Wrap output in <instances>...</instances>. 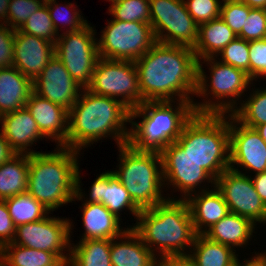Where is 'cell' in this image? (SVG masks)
Instances as JSON below:
<instances>
[{
  "mask_svg": "<svg viewBox=\"0 0 266 266\" xmlns=\"http://www.w3.org/2000/svg\"><path fill=\"white\" fill-rule=\"evenodd\" d=\"M130 228L159 259L187 257L197 235L187 201L172 197L141 209Z\"/></svg>",
  "mask_w": 266,
  "mask_h": 266,
  "instance_id": "4",
  "label": "cell"
},
{
  "mask_svg": "<svg viewBox=\"0 0 266 266\" xmlns=\"http://www.w3.org/2000/svg\"><path fill=\"white\" fill-rule=\"evenodd\" d=\"M222 1H229V2H243L244 0H222Z\"/></svg>",
  "mask_w": 266,
  "mask_h": 266,
  "instance_id": "56",
  "label": "cell"
},
{
  "mask_svg": "<svg viewBox=\"0 0 266 266\" xmlns=\"http://www.w3.org/2000/svg\"><path fill=\"white\" fill-rule=\"evenodd\" d=\"M118 169L113 173L140 209L154 207L168 198L162 194L164 181L159 152L140 151L128 143L118 146Z\"/></svg>",
  "mask_w": 266,
  "mask_h": 266,
  "instance_id": "7",
  "label": "cell"
},
{
  "mask_svg": "<svg viewBox=\"0 0 266 266\" xmlns=\"http://www.w3.org/2000/svg\"><path fill=\"white\" fill-rule=\"evenodd\" d=\"M83 227L85 229L80 240L113 239L122 235L127 229L121 227L118 218L101 203H83Z\"/></svg>",
  "mask_w": 266,
  "mask_h": 266,
  "instance_id": "25",
  "label": "cell"
},
{
  "mask_svg": "<svg viewBox=\"0 0 266 266\" xmlns=\"http://www.w3.org/2000/svg\"><path fill=\"white\" fill-rule=\"evenodd\" d=\"M235 252L230 246L197 234L187 258L194 266H242L244 262L240 263Z\"/></svg>",
  "mask_w": 266,
  "mask_h": 266,
  "instance_id": "27",
  "label": "cell"
},
{
  "mask_svg": "<svg viewBox=\"0 0 266 266\" xmlns=\"http://www.w3.org/2000/svg\"><path fill=\"white\" fill-rule=\"evenodd\" d=\"M56 1L57 0H47L45 3L47 4L53 26L58 35L60 33L59 31H61L59 30V22L62 26H69L66 27V32L78 31L88 24V21L79 14L80 11L74 7V3L64 4L65 6L62 7V5L58 4Z\"/></svg>",
  "mask_w": 266,
  "mask_h": 266,
  "instance_id": "34",
  "label": "cell"
},
{
  "mask_svg": "<svg viewBox=\"0 0 266 266\" xmlns=\"http://www.w3.org/2000/svg\"><path fill=\"white\" fill-rule=\"evenodd\" d=\"M250 219L234 213H228L219 222L211 226L204 235L210 240L235 248L247 247L252 239L255 226Z\"/></svg>",
  "mask_w": 266,
  "mask_h": 266,
  "instance_id": "26",
  "label": "cell"
},
{
  "mask_svg": "<svg viewBox=\"0 0 266 266\" xmlns=\"http://www.w3.org/2000/svg\"><path fill=\"white\" fill-rule=\"evenodd\" d=\"M13 66L32 81L55 55V44L15 30Z\"/></svg>",
  "mask_w": 266,
  "mask_h": 266,
  "instance_id": "18",
  "label": "cell"
},
{
  "mask_svg": "<svg viewBox=\"0 0 266 266\" xmlns=\"http://www.w3.org/2000/svg\"><path fill=\"white\" fill-rule=\"evenodd\" d=\"M44 3V0H10L6 25L19 29Z\"/></svg>",
  "mask_w": 266,
  "mask_h": 266,
  "instance_id": "38",
  "label": "cell"
},
{
  "mask_svg": "<svg viewBox=\"0 0 266 266\" xmlns=\"http://www.w3.org/2000/svg\"><path fill=\"white\" fill-rule=\"evenodd\" d=\"M108 13L114 20L150 23L149 0H118L110 5Z\"/></svg>",
  "mask_w": 266,
  "mask_h": 266,
  "instance_id": "35",
  "label": "cell"
},
{
  "mask_svg": "<svg viewBox=\"0 0 266 266\" xmlns=\"http://www.w3.org/2000/svg\"><path fill=\"white\" fill-rule=\"evenodd\" d=\"M194 21L199 25L220 17V0H183Z\"/></svg>",
  "mask_w": 266,
  "mask_h": 266,
  "instance_id": "39",
  "label": "cell"
},
{
  "mask_svg": "<svg viewBox=\"0 0 266 266\" xmlns=\"http://www.w3.org/2000/svg\"><path fill=\"white\" fill-rule=\"evenodd\" d=\"M266 256V252L256 253L255 256H252L249 260L246 259L242 266H261V258Z\"/></svg>",
  "mask_w": 266,
  "mask_h": 266,
  "instance_id": "48",
  "label": "cell"
},
{
  "mask_svg": "<svg viewBox=\"0 0 266 266\" xmlns=\"http://www.w3.org/2000/svg\"><path fill=\"white\" fill-rule=\"evenodd\" d=\"M84 203H101L111 213L120 218V212L129 210L137 219L141 209L133 202L127 189L113 171L99 174L91 185L89 198Z\"/></svg>",
  "mask_w": 266,
  "mask_h": 266,
  "instance_id": "20",
  "label": "cell"
},
{
  "mask_svg": "<svg viewBox=\"0 0 266 266\" xmlns=\"http://www.w3.org/2000/svg\"><path fill=\"white\" fill-rule=\"evenodd\" d=\"M79 155L63 146L29 155L27 192L48 211L86 198L80 184Z\"/></svg>",
  "mask_w": 266,
  "mask_h": 266,
  "instance_id": "3",
  "label": "cell"
},
{
  "mask_svg": "<svg viewBox=\"0 0 266 266\" xmlns=\"http://www.w3.org/2000/svg\"><path fill=\"white\" fill-rule=\"evenodd\" d=\"M150 24L157 42L194 48L198 24L183 0H149Z\"/></svg>",
  "mask_w": 266,
  "mask_h": 266,
  "instance_id": "12",
  "label": "cell"
},
{
  "mask_svg": "<svg viewBox=\"0 0 266 266\" xmlns=\"http://www.w3.org/2000/svg\"><path fill=\"white\" fill-rule=\"evenodd\" d=\"M108 1V0H107ZM116 1H118V0H109V2L112 4V3H114V2H116Z\"/></svg>",
  "mask_w": 266,
  "mask_h": 266,
  "instance_id": "57",
  "label": "cell"
},
{
  "mask_svg": "<svg viewBox=\"0 0 266 266\" xmlns=\"http://www.w3.org/2000/svg\"><path fill=\"white\" fill-rule=\"evenodd\" d=\"M59 266H72L71 262L69 260L64 261L61 265Z\"/></svg>",
  "mask_w": 266,
  "mask_h": 266,
  "instance_id": "53",
  "label": "cell"
},
{
  "mask_svg": "<svg viewBox=\"0 0 266 266\" xmlns=\"http://www.w3.org/2000/svg\"><path fill=\"white\" fill-rule=\"evenodd\" d=\"M249 54V41L236 37L216 57L220 56L219 61L243 70L250 77Z\"/></svg>",
  "mask_w": 266,
  "mask_h": 266,
  "instance_id": "37",
  "label": "cell"
},
{
  "mask_svg": "<svg viewBox=\"0 0 266 266\" xmlns=\"http://www.w3.org/2000/svg\"><path fill=\"white\" fill-rule=\"evenodd\" d=\"M0 266H6V263L1 255H0Z\"/></svg>",
  "mask_w": 266,
  "mask_h": 266,
  "instance_id": "54",
  "label": "cell"
},
{
  "mask_svg": "<svg viewBox=\"0 0 266 266\" xmlns=\"http://www.w3.org/2000/svg\"><path fill=\"white\" fill-rule=\"evenodd\" d=\"M10 0H0V24L6 25ZM2 19V20H1Z\"/></svg>",
  "mask_w": 266,
  "mask_h": 266,
  "instance_id": "47",
  "label": "cell"
},
{
  "mask_svg": "<svg viewBox=\"0 0 266 266\" xmlns=\"http://www.w3.org/2000/svg\"><path fill=\"white\" fill-rule=\"evenodd\" d=\"M202 63L209 64L207 66H210V77H207ZM208 80L210 83H207L209 82ZM251 83L252 81L246 72L217 61V57L198 60L197 90L195 95L200 98L206 97L207 99L209 96L213 98H208L209 100L203 99L204 102L202 101V103H195L194 101L193 108L195 113L231 114L237 108L238 100L242 99L241 96L247 91L246 89L250 88Z\"/></svg>",
  "mask_w": 266,
  "mask_h": 266,
  "instance_id": "8",
  "label": "cell"
},
{
  "mask_svg": "<svg viewBox=\"0 0 266 266\" xmlns=\"http://www.w3.org/2000/svg\"><path fill=\"white\" fill-rule=\"evenodd\" d=\"M82 89L56 55L33 81L34 93L62 106L67 111L78 100Z\"/></svg>",
  "mask_w": 266,
  "mask_h": 266,
  "instance_id": "17",
  "label": "cell"
},
{
  "mask_svg": "<svg viewBox=\"0 0 266 266\" xmlns=\"http://www.w3.org/2000/svg\"><path fill=\"white\" fill-rule=\"evenodd\" d=\"M95 35L94 27L89 23L78 31H63L55 43V55L83 89L90 85L99 59Z\"/></svg>",
  "mask_w": 266,
  "mask_h": 266,
  "instance_id": "11",
  "label": "cell"
},
{
  "mask_svg": "<svg viewBox=\"0 0 266 266\" xmlns=\"http://www.w3.org/2000/svg\"><path fill=\"white\" fill-rule=\"evenodd\" d=\"M33 81L14 66L0 68V116L26 106Z\"/></svg>",
  "mask_w": 266,
  "mask_h": 266,
  "instance_id": "24",
  "label": "cell"
},
{
  "mask_svg": "<svg viewBox=\"0 0 266 266\" xmlns=\"http://www.w3.org/2000/svg\"><path fill=\"white\" fill-rule=\"evenodd\" d=\"M200 190L186 199L196 234H204L229 213L228 205L216 186Z\"/></svg>",
  "mask_w": 266,
  "mask_h": 266,
  "instance_id": "22",
  "label": "cell"
},
{
  "mask_svg": "<svg viewBox=\"0 0 266 266\" xmlns=\"http://www.w3.org/2000/svg\"><path fill=\"white\" fill-rule=\"evenodd\" d=\"M15 29L0 24V68L13 66Z\"/></svg>",
  "mask_w": 266,
  "mask_h": 266,
  "instance_id": "43",
  "label": "cell"
},
{
  "mask_svg": "<svg viewBox=\"0 0 266 266\" xmlns=\"http://www.w3.org/2000/svg\"><path fill=\"white\" fill-rule=\"evenodd\" d=\"M194 114L190 101H145L130 110L131 128L127 143L136 150L160 153L178 139ZM138 117L142 121L137 123L135 118Z\"/></svg>",
  "mask_w": 266,
  "mask_h": 266,
  "instance_id": "5",
  "label": "cell"
},
{
  "mask_svg": "<svg viewBox=\"0 0 266 266\" xmlns=\"http://www.w3.org/2000/svg\"><path fill=\"white\" fill-rule=\"evenodd\" d=\"M176 142L214 180L230 168L229 114H194Z\"/></svg>",
  "mask_w": 266,
  "mask_h": 266,
  "instance_id": "6",
  "label": "cell"
},
{
  "mask_svg": "<svg viewBox=\"0 0 266 266\" xmlns=\"http://www.w3.org/2000/svg\"><path fill=\"white\" fill-rule=\"evenodd\" d=\"M0 165L9 161L17 153L11 148L0 129Z\"/></svg>",
  "mask_w": 266,
  "mask_h": 266,
  "instance_id": "46",
  "label": "cell"
},
{
  "mask_svg": "<svg viewBox=\"0 0 266 266\" xmlns=\"http://www.w3.org/2000/svg\"><path fill=\"white\" fill-rule=\"evenodd\" d=\"M153 266H175V258L159 259Z\"/></svg>",
  "mask_w": 266,
  "mask_h": 266,
  "instance_id": "50",
  "label": "cell"
},
{
  "mask_svg": "<svg viewBox=\"0 0 266 266\" xmlns=\"http://www.w3.org/2000/svg\"><path fill=\"white\" fill-rule=\"evenodd\" d=\"M246 173L229 168L215 180V186L230 213L246 217L254 224H266V205L256 192L251 175Z\"/></svg>",
  "mask_w": 266,
  "mask_h": 266,
  "instance_id": "14",
  "label": "cell"
},
{
  "mask_svg": "<svg viewBox=\"0 0 266 266\" xmlns=\"http://www.w3.org/2000/svg\"><path fill=\"white\" fill-rule=\"evenodd\" d=\"M251 8L243 2L223 1L220 18L238 35L244 27Z\"/></svg>",
  "mask_w": 266,
  "mask_h": 266,
  "instance_id": "40",
  "label": "cell"
},
{
  "mask_svg": "<svg viewBox=\"0 0 266 266\" xmlns=\"http://www.w3.org/2000/svg\"><path fill=\"white\" fill-rule=\"evenodd\" d=\"M243 3L250 8L266 9V0H244Z\"/></svg>",
  "mask_w": 266,
  "mask_h": 266,
  "instance_id": "49",
  "label": "cell"
},
{
  "mask_svg": "<svg viewBox=\"0 0 266 266\" xmlns=\"http://www.w3.org/2000/svg\"><path fill=\"white\" fill-rule=\"evenodd\" d=\"M237 37L246 41L266 39V9L251 8Z\"/></svg>",
  "mask_w": 266,
  "mask_h": 266,
  "instance_id": "41",
  "label": "cell"
},
{
  "mask_svg": "<svg viewBox=\"0 0 266 266\" xmlns=\"http://www.w3.org/2000/svg\"><path fill=\"white\" fill-rule=\"evenodd\" d=\"M15 229L5 200H0V249L13 241Z\"/></svg>",
  "mask_w": 266,
  "mask_h": 266,
  "instance_id": "44",
  "label": "cell"
},
{
  "mask_svg": "<svg viewBox=\"0 0 266 266\" xmlns=\"http://www.w3.org/2000/svg\"><path fill=\"white\" fill-rule=\"evenodd\" d=\"M261 266H266V256L261 258Z\"/></svg>",
  "mask_w": 266,
  "mask_h": 266,
  "instance_id": "55",
  "label": "cell"
},
{
  "mask_svg": "<svg viewBox=\"0 0 266 266\" xmlns=\"http://www.w3.org/2000/svg\"><path fill=\"white\" fill-rule=\"evenodd\" d=\"M160 154L164 187L167 184L168 189L171 186L174 187L173 190L180 191L182 198L179 199L186 200L191 194L196 193L195 188L200 189L202 182L211 183L213 187L215 186V180L200 167V164L189 158L176 141L166 146Z\"/></svg>",
  "mask_w": 266,
  "mask_h": 266,
  "instance_id": "15",
  "label": "cell"
},
{
  "mask_svg": "<svg viewBox=\"0 0 266 266\" xmlns=\"http://www.w3.org/2000/svg\"><path fill=\"white\" fill-rule=\"evenodd\" d=\"M175 266H194L187 257L175 258Z\"/></svg>",
  "mask_w": 266,
  "mask_h": 266,
  "instance_id": "51",
  "label": "cell"
},
{
  "mask_svg": "<svg viewBox=\"0 0 266 266\" xmlns=\"http://www.w3.org/2000/svg\"><path fill=\"white\" fill-rule=\"evenodd\" d=\"M249 53L251 81L266 78V39L249 41Z\"/></svg>",
  "mask_w": 266,
  "mask_h": 266,
  "instance_id": "42",
  "label": "cell"
},
{
  "mask_svg": "<svg viewBox=\"0 0 266 266\" xmlns=\"http://www.w3.org/2000/svg\"><path fill=\"white\" fill-rule=\"evenodd\" d=\"M15 227L36 222L51 214L28 192L4 199Z\"/></svg>",
  "mask_w": 266,
  "mask_h": 266,
  "instance_id": "32",
  "label": "cell"
},
{
  "mask_svg": "<svg viewBox=\"0 0 266 266\" xmlns=\"http://www.w3.org/2000/svg\"><path fill=\"white\" fill-rule=\"evenodd\" d=\"M255 130L259 133L260 137L266 142V123L257 125Z\"/></svg>",
  "mask_w": 266,
  "mask_h": 266,
  "instance_id": "52",
  "label": "cell"
},
{
  "mask_svg": "<svg viewBox=\"0 0 266 266\" xmlns=\"http://www.w3.org/2000/svg\"><path fill=\"white\" fill-rule=\"evenodd\" d=\"M251 179L253 181L256 192L266 205V171L254 174L253 178Z\"/></svg>",
  "mask_w": 266,
  "mask_h": 266,
  "instance_id": "45",
  "label": "cell"
},
{
  "mask_svg": "<svg viewBox=\"0 0 266 266\" xmlns=\"http://www.w3.org/2000/svg\"><path fill=\"white\" fill-rule=\"evenodd\" d=\"M239 105L231 114L241 124L255 128L257 125L266 123V87L255 88Z\"/></svg>",
  "mask_w": 266,
  "mask_h": 266,
  "instance_id": "33",
  "label": "cell"
},
{
  "mask_svg": "<svg viewBox=\"0 0 266 266\" xmlns=\"http://www.w3.org/2000/svg\"><path fill=\"white\" fill-rule=\"evenodd\" d=\"M156 257L130 227L119 237L110 240L112 266H153L159 260Z\"/></svg>",
  "mask_w": 266,
  "mask_h": 266,
  "instance_id": "23",
  "label": "cell"
},
{
  "mask_svg": "<svg viewBox=\"0 0 266 266\" xmlns=\"http://www.w3.org/2000/svg\"><path fill=\"white\" fill-rule=\"evenodd\" d=\"M106 25L97 39L101 58L135 62L157 42L150 23L112 19Z\"/></svg>",
  "mask_w": 266,
  "mask_h": 266,
  "instance_id": "9",
  "label": "cell"
},
{
  "mask_svg": "<svg viewBox=\"0 0 266 266\" xmlns=\"http://www.w3.org/2000/svg\"><path fill=\"white\" fill-rule=\"evenodd\" d=\"M130 109L120 100L82 89L68 111L67 148L80 152L93 143L113 137L117 147L128 142Z\"/></svg>",
  "mask_w": 266,
  "mask_h": 266,
  "instance_id": "2",
  "label": "cell"
},
{
  "mask_svg": "<svg viewBox=\"0 0 266 266\" xmlns=\"http://www.w3.org/2000/svg\"><path fill=\"white\" fill-rule=\"evenodd\" d=\"M237 35L220 18L198 25V38L193 48L197 61L216 57Z\"/></svg>",
  "mask_w": 266,
  "mask_h": 266,
  "instance_id": "28",
  "label": "cell"
},
{
  "mask_svg": "<svg viewBox=\"0 0 266 266\" xmlns=\"http://www.w3.org/2000/svg\"><path fill=\"white\" fill-rule=\"evenodd\" d=\"M29 155L16 154L0 165V200L27 192Z\"/></svg>",
  "mask_w": 266,
  "mask_h": 266,
  "instance_id": "29",
  "label": "cell"
},
{
  "mask_svg": "<svg viewBox=\"0 0 266 266\" xmlns=\"http://www.w3.org/2000/svg\"><path fill=\"white\" fill-rule=\"evenodd\" d=\"M6 266H59L64 261L53 252L8 243L0 249Z\"/></svg>",
  "mask_w": 266,
  "mask_h": 266,
  "instance_id": "30",
  "label": "cell"
},
{
  "mask_svg": "<svg viewBox=\"0 0 266 266\" xmlns=\"http://www.w3.org/2000/svg\"><path fill=\"white\" fill-rule=\"evenodd\" d=\"M0 123L5 139L17 154L39 153L29 147L44 136L26 106L0 116Z\"/></svg>",
  "mask_w": 266,
  "mask_h": 266,
  "instance_id": "21",
  "label": "cell"
},
{
  "mask_svg": "<svg viewBox=\"0 0 266 266\" xmlns=\"http://www.w3.org/2000/svg\"><path fill=\"white\" fill-rule=\"evenodd\" d=\"M86 89L100 96L118 99L130 110L144 102L134 61L99 57L91 83Z\"/></svg>",
  "mask_w": 266,
  "mask_h": 266,
  "instance_id": "10",
  "label": "cell"
},
{
  "mask_svg": "<svg viewBox=\"0 0 266 266\" xmlns=\"http://www.w3.org/2000/svg\"><path fill=\"white\" fill-rule=\"evenodd\" d=\"M33 119L37 122L41 134L55 141L56 146L67 148L68 111L48 99L32 92L26 103Z\"/></svg>",
  "mask_w": 266,
  "mask_h": 266,
  "instance_id": "19",
  "label": "cell"
},
{
  "mask_svg": "<svg viewBox=\"0 0 266 266\" xmlns=\"http://www.w3.org/2000/svg\"><path fill=\"white\" fill-rule=\"evenodd\" d=\"M135 66L144 102H194L192 99L197 90V59L193 48L156 42L135 61Z\"/></svg>",
  "mask_w": 266,
  "mask_h": 266,
  "instance_id": "1",
  "label": "cell"
},
{
  "mask_svg": "<svg viewBox=\"0 0 266 266\" xmlns=\"http://www.w3.org/2000/svg\"><path fill=\"white\" fill-rule=\"evenodd\" d=\"M72 227L74 226L70 219L51 217L48 214L39 221L17 226L11 243L53 252L63 261H67L71 252Z\"/></svg>",
  "mask_w": 266,
  "mask_h": 266,
  "instance_id": "13",
  "label": "cell"
},
{
  "mask_svg": "<svg viewBox=\"0 0 266 266\" xmlns=\"http://www.w3.org/2000/svg\"><path fill=\"white\" fill-rule=\"evenodd\" d=\"M229 135L231 169L238 172L239 166L255 174L266 171V142L255 128L241 124L229 114Z\"/></svg>",
  "mask_w": 266,
  "mask_h": 266,
  "instance_id": "16",
  "label": "cell"
},
{
  "mask_svg": "<svg viewBox=\"0 0 266 266\" xmlns=\"http://www.w3.org/2000/svg\"><path fill=\"white\" fill-rule=\"evenodd\" d=\"M69 261L72 266H112L109 239L80 240L71 243Z\"/></svg>",
  "mask_w": 266,
  "mask_h": 266,
  "instance_id": "31",
  "label": "cell"
},
{
  "mask_svg": "<svg viewBox=\"0 0 266 266\" xmlns=\"http://www.w3.org/2000/svg\"><path fill=\"white\" fill-rule=\"evenodd\" d=\"M19 30L29 35L38 36L54 44L59 36L53 26L46 3L34 12Z\"/></svg>",
  "mask_w": 266,
  "mask_h": 266,
  "instance_id": "36",
  "label": "cell"
}]
</instances>
